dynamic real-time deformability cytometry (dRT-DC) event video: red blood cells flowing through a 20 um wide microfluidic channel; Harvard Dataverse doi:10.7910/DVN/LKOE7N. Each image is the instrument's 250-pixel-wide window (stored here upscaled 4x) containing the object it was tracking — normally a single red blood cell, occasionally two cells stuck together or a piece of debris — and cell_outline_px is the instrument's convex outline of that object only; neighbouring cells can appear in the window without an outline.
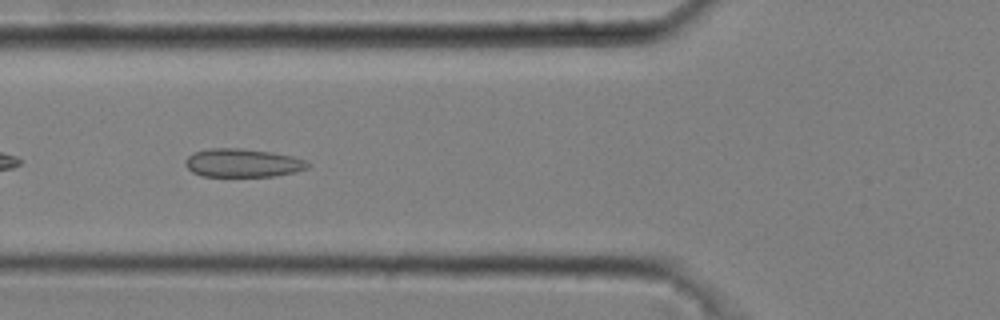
{"species": "common noctule bat (a hibernating species)", "species_latin": "Nyctalus noctula", "temperature_condition": "cold", "stored_images_in_passage": 38, "camera_frame_rate_fps": 3000, "um_per_image_px": 0.085, "animal": {"sex": "male", "body_mass_g": 20.4}, "frame": {"image": 1, "passage_image": 6, "time_ms": 1.667, "image_size_px": [1000, 320], "cell_outline_px": [[312, 164], [308, 168], [296, 172], [276, 176], [200, 176], [192, 172], [184, 164], [184, 160], [192, 152], [208, 148], [240, 148], [272, 152], [292, 156], [308, 160]], "centroid_in_image_um": [20.64, 13.84], "position_along_channel_um": 105.2, "area_um2": 20.63}}
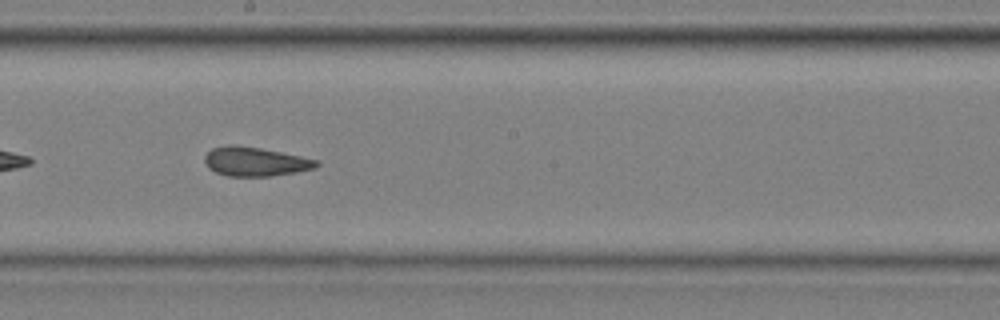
{"frame": {"image": 2, "passage_image": 16, "time_ms": 5.0, "image_size_px": [1000, 320], "cell_outline_px": [[320, 164], [316, 168], [296, 172], [272, 176], [228, 176], [216, 172], [208, 168], [204, 160], [204, 156], [212, 148], [228, 144], [236, 144], [260, 148], [320, 160]], "centroid_in_image_um": [21.7, 13.73], "position_along_channel_um": 226.5, "area_um2": 19.07}}
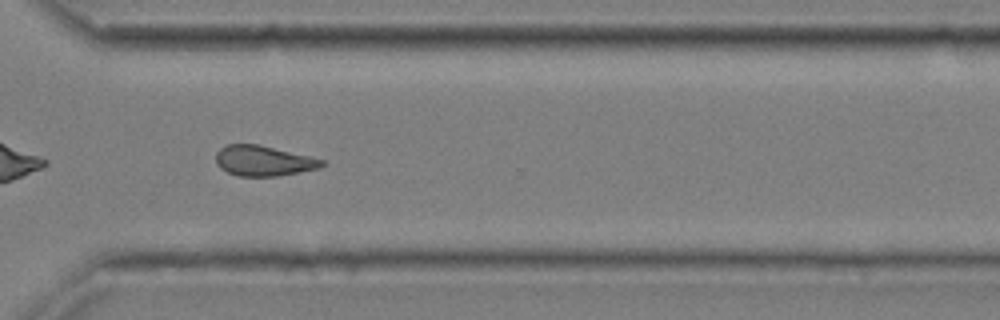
{"frame": {"image": 3, "passage_image": 26, "time_ms": 8.333, "image_size_px": [1000, 320], "cell_outline_px": [[328, 164], [320, 168], [276, 176], [240, 176], [228, 172], [220, 168], [216, 164], [216, 152], [220, 148], [228, 144], [260, 144], [324, 160]], "centroid_in_image_um": [22.4, 13.66], "position_along_channel_um": 348.2, "area_um2": 18.73}, "authors_computed_cell_mechanics": {"area_um2": 18.8717, "velocity_mm_per_s": 3.638, "shape_relaxation_time_tau1_ms": null, "shape_relaxation_time_tau2_ms": 3.4636, "deformation_change_tau1": null, "deformation_change_tau2": 0.0906}}